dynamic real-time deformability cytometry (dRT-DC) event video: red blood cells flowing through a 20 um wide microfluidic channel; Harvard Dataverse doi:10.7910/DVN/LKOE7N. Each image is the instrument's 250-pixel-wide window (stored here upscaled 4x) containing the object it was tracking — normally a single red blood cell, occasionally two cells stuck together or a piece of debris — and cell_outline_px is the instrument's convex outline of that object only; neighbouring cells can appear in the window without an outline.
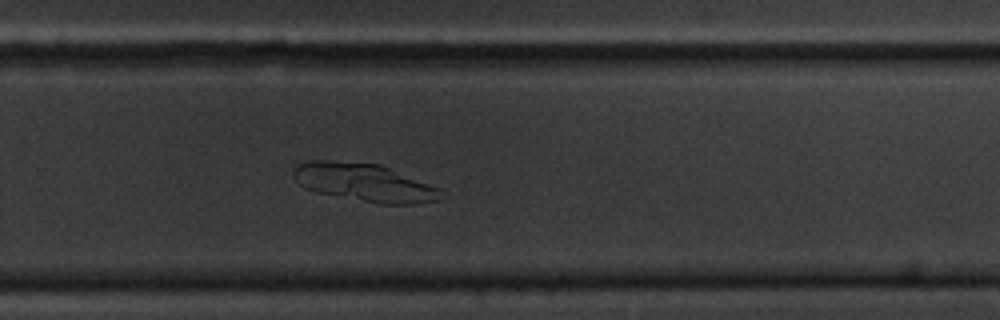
{"species": "common noctule bat (a hibernating species)", "species_latin": "Nyctalus noctula", "temperature_condition": "cold", "stored_images_in_passage": 54, "camera_frame_rate_fps": 3000, "um_per_image_px": 0.085, "animal": {"sex": "male", "body_mass_g": 20.1, "forearm_length_mm": 53.5}, "frame": {"image": 1, "passage_image": 35, "time_ms": 11.333, "image_size_px": [1000, 320], "cell_outline_px": [[448, 196], [440, 200], [412, 204], [380, 204], [316, 192], [304, 188], [292, 176], [292, 172], [300, 164], [312, 160], [328, 160], [380, 164], [440, 188], [448, 192]], "centroid_in_image_um": [31.05, 15.53], "position_along_channel_um": 298.7, "area_um2": 32.89}}